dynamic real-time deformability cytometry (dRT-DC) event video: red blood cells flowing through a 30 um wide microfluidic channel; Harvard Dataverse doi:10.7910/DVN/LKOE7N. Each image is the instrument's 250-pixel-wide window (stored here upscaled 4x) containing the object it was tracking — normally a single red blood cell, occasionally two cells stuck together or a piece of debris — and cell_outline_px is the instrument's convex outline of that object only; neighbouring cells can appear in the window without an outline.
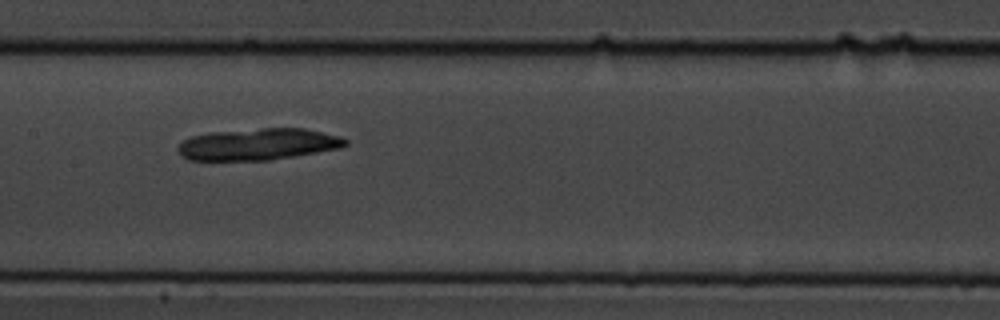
{"species": "common noctule bat (a hibernating species)", "species_latin": "Nyctalus noctula", "temperature_condition": "cold", "stored_images_in_passage": 9, "camera_frame_rate_fps": 3000, "um_per_image_px": 0.085, "animal": {"sex": "male", "body_mass_g": 19.5, "forearm_length_mm": 54.6}, "frame": {"image": 1, "passage_image": 6, "time_ms": 5.667, "image_size_px": [1000, 320], "cell_outline_px": [[348, 144], [340, 148], [296, 156], [268, 160], [188, 160], [176, 148], [184, 140], [192, 136], [208, 132], [260, 128], [304, 128], [340, 136], [348, 140]], "centroid_in_image_um": [21.96, 12.25], "position_along_channel_um": 185.4, "area_um2": 30.92}}
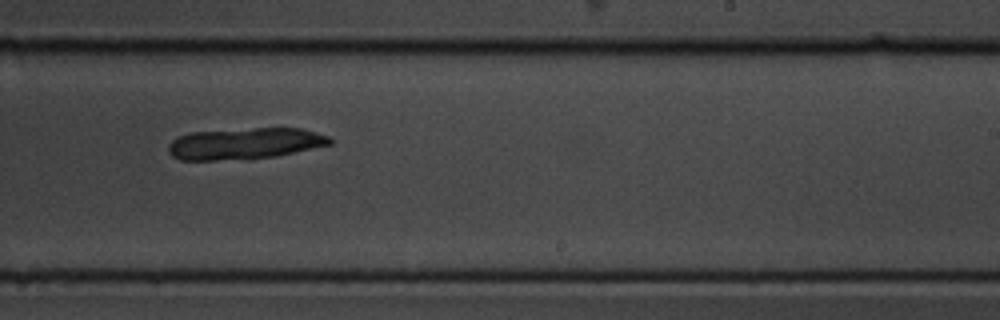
{"frame": {"image": 2, "passage_image": 8, "time_ms": 8.0, "image_size_px": [1000, 320], "cell_outline_px": [[332, 144], [276, 156], [248, 160], [180, 160], [172, 156], [168, 152], [168, 144], [176, 136], [192, 132], [256, 128], [300, 128], [316, 132], [328, 136], [332, 140]], "centroid_in_image_um": [20.78, 12.21], "position_along_channel_um": 268.2, "area_um2": 29.82}}
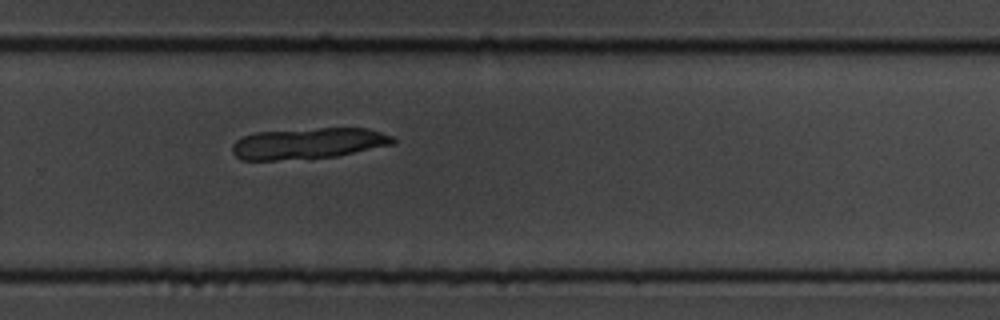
{"frame": {"image": 3, "passage_image": 9, "time_ms": 9.0, "image_size_px": [1000, 320], "cell_outline_px": [[396, 144], [336, 156], [276, 160], [240, 160], [232, 152], [232, 144], [236, 140], [244, 136], [256, 132], [320, 128], [368, 128], [392, 136], [396, 140]], "centroid_in_image_um": [26.21, 12.19], "position_along_channel_um": 303.6, "area_um2": 29.07}}